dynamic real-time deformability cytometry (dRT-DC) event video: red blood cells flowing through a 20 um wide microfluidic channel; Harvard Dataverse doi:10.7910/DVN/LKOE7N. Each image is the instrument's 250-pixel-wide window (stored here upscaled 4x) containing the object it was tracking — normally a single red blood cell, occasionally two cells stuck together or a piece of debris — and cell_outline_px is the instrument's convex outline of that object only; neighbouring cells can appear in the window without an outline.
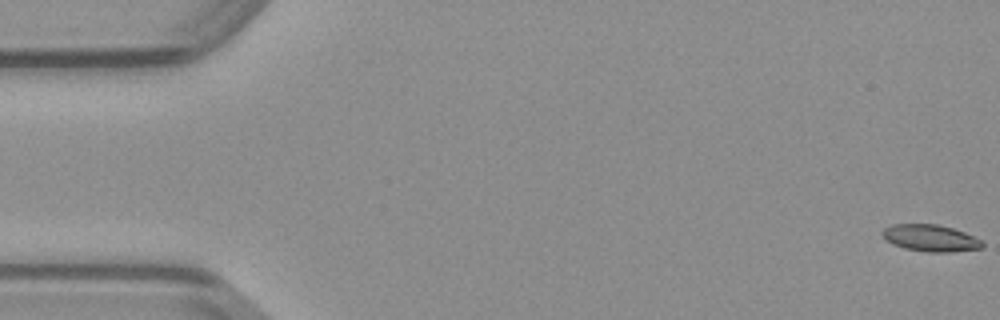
{"species": "common noctule bat (a hibernating species)", "species_latin": "Nyctalus noctula", "temperature_condition": "warm", "stored_images_in_passage": 50, "camera_frame_rate_fps": 3000, "um_per_image_px": 0.085, "animal": {"sex": "male", "body_mass_g": 23.1, "forearm_length_mm": 52.7}, "frame": {"image": 1, "passage_image": 1, "time_ms": 0.0, "image_size_px": [1000, 320], "cell_outline_px": [[984, 248], [948, 252], [928, 252], [904, 248], [892, 244], [880, 232], [884, 228], [892, 224], [940, 224], [964, 232], [980, 240], [984, 244]], "centroid_in_image_um": [79.09, 20.23], "position_along_channel_um": 5.9, "area_um2": 15.55}}
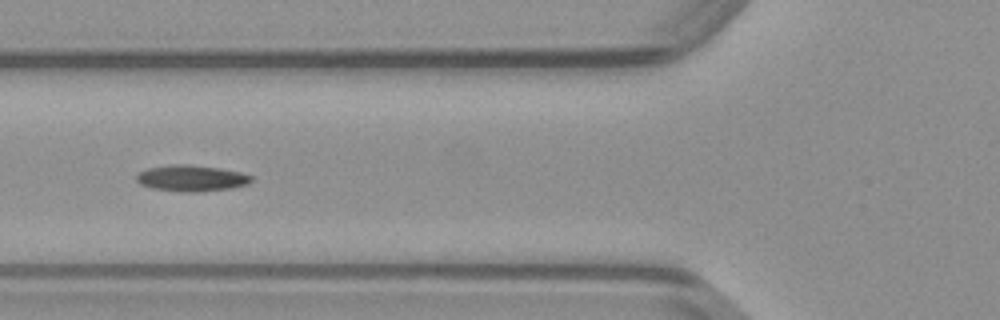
{"frame": {"image": 2, "passage_image": 19, "time_ms": 6.0, "image_size_px": [1000, 320], "cell_outline_px": [[252, 180], [248, 184], [232, 188], [196, 192], [184, 192], [152, 188], [140, 184], [136, 180], [136, 176], [140, 172], [148, 168], [172, 164], [188, 164], [220, 168], [240, 172], [252, 176]], "centroid_in_image_um": [16.28, 15.14], "position_along_channel_um": 109.5, "area_um2": 17.51}}
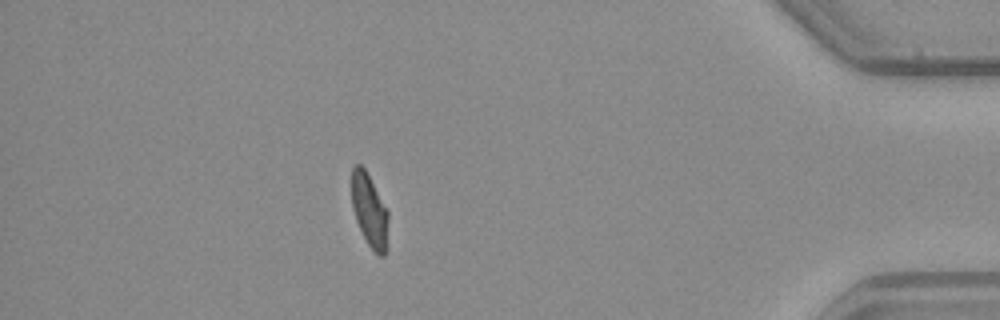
{"frame": {"image": 3, "passage_image": 44, "time_ms": 14.333, "image_size_px": [1000, 320], "cell_outline_px": [[388, 248], [384, 256], [380, 256], [368, 244], [356, 220], [352, 208], [352, 168], [356, 164], [360, 164], [364, 168], [388, 212]], "centroid_in_image_um": [31.42, 17.93], "position_along_channel_um": 403.8, "area_um2": 15.37}}